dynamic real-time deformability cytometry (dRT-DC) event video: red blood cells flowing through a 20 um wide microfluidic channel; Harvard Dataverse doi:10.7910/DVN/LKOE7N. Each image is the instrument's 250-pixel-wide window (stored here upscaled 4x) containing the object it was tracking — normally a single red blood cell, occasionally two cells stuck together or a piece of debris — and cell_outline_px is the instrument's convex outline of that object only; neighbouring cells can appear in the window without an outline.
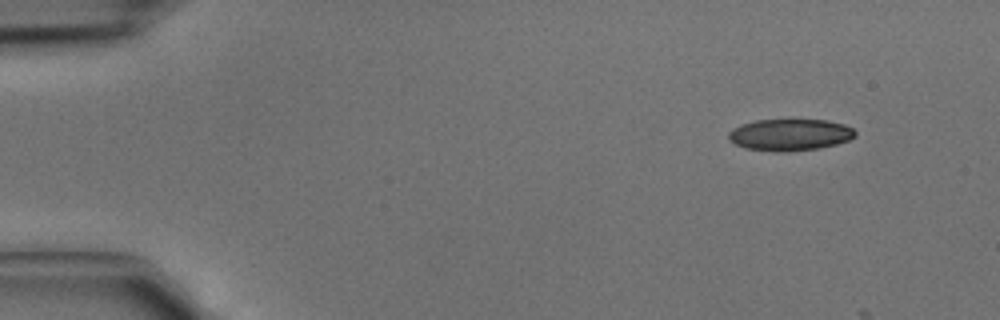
{"species": "common noctule bat (a hibernating species)", "species_latin": "Nyctalus noctula", "temperature_condition": "cold", "stored_images_in_passage": 4, "segment_of_instrument_passage": [2, 2], "camera_frame_rate_fps": 3000, "um_per_image_px": 0.085, "animal": {"sex": "male", "body_mass_g": 15.6}, "frame": {"image": 1, "passage_image": 4, "time_ms": 1.0, "image_size_px": [1000, 320], "cell_outline_px": [[856, 136], [848, 140], [836, 144], [816, 148], [784, 152], [744, 148], [728, 140], [728, 132], [732, 128], [740, 124], [756, 120], [828, 120], [844, 124], [852, 128], [856, 132]], "centroid_in_image_um": [67.12, 11.44], "position_along_channel_um": 17.9, "area_um2": 23.35}}